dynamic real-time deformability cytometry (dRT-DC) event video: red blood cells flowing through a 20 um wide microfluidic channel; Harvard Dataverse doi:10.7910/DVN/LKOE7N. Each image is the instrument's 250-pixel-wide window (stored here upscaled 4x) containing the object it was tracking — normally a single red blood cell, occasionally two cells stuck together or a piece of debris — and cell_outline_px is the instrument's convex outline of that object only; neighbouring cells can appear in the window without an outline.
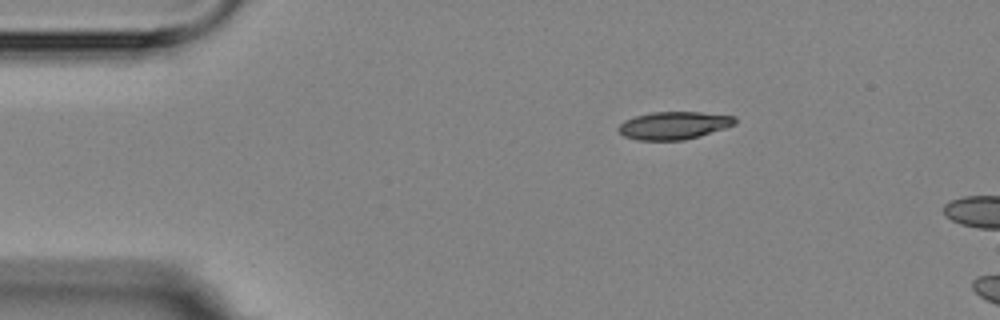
{"species": "Egyptian fruit bat (a non-hibernating species)", "species_latin": "Rousettus aegyptiacus", "temperature_condition": "room temperature", "stored_images_in_passage": 2, "camera_frame_rate_fps": 3000, "um_per_image_px": 0.085, "animal": {"sex": "female"}, "frame": {"image": 1, "passage_image": 2, "time_ms": 1.333, "image_size_px": [1000, 320], "cell_outline_px": [[736, 124], [700, 136], [684, 140], [636, 140], [624, 136], [616, 128], [624, 120], [636, 116], [652, 112], [700, 112], [736, 116]], "centroid_in_image_um": [57.27, 10.66], "position_along_channel_um": 27.7, "area_um2": 18.84}}